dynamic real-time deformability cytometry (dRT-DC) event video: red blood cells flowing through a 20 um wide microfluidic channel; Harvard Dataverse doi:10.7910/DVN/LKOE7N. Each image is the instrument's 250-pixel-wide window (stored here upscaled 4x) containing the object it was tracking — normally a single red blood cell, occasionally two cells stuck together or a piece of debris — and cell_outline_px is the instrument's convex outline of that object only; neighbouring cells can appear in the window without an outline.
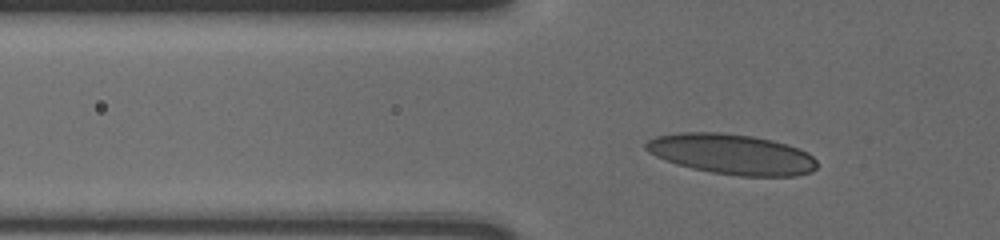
{"species": "human", "species_latin": "Homo sapiens", "temperature_condition": "cold", "stored_images_in_passage": 43, "camera_frame_rate_fps": 3000, "um_per_image_px": 0.085, "donor": {"sex": "male"}, "frame": {"image": 1, "passage_image": 10, "time_ms": 3.0, "image_size_px": [1000, 240], "cell_outline_px": [[816, 168], [812, 172], [796, 176], [740, 176], [712, 172], [692, 168], [676, 164], [664, 160], [648, 152], [644, 148], [644, 144], [648, 140], [656, 136], [680, 132], [720, 132], [752, 136], [772, 140], [808, 152], [816, 160]], "centroid_in_image_um": [62.17, 13.1], "position_along_channel_um": 63.6, "area_um2": 40.23}}
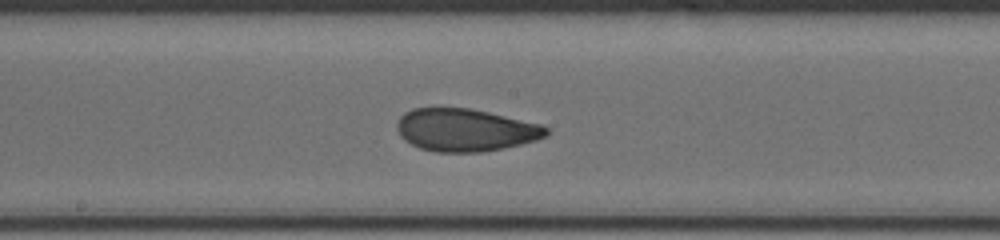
{"frame": {"image": 2, "passage_image": 23, "time_ms": 7.333, "image_size_px": [1000, 240], "cell_outline_px": [[548, 136], [536, 140], [504, 148], [480, 152], [436, 152], [420, 148], [404, 140], [400, 136], [396, 128], [396, 124], [400, 116], [404, 112], [412, 108], [472, 108], [544, 124], [548, 128]], "centroid_in_image_um": [39.57, 11.04], "position_along_channel_um": 208.6, "area_um2": 37.45}}
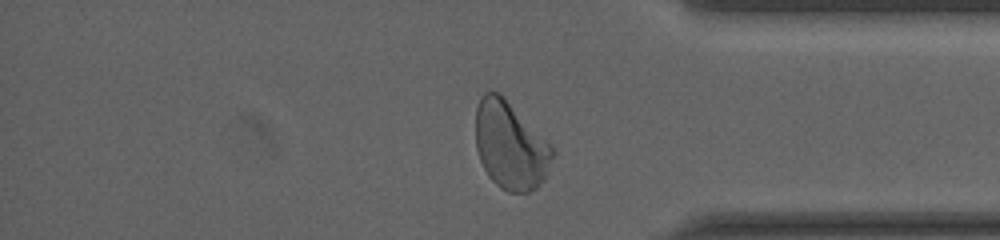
{"frame": {"image": 3, "passage_image": 39, "time_ms": 12.667, "image_size_px": [1000, 240], "cell_outline_px": [[556, 152], [544, 180], [536, 188], [528, 192], [508, 192], [500, 188], [488, 176], [480, 160], [476, 148], [476, 108], [480, 96], [484, 92], [500, 92], [552, 144]], "centroid_in_image_um": [43.4, 12.35], "position_along_channel_um": 391.8, "area_um2": 39.77}, "authors_computed_cell_mechanics": {"area_um2": 37.3966, "velocity_mm_per_s": 3.592, "shape_relaxation_time_tau1_ms": 6.0265, "shape_relaxation_time_tau2_ms": 1.1166, "deformation_change_tau1": 0.1742, "deformation_change_tau2": 0.0657}}